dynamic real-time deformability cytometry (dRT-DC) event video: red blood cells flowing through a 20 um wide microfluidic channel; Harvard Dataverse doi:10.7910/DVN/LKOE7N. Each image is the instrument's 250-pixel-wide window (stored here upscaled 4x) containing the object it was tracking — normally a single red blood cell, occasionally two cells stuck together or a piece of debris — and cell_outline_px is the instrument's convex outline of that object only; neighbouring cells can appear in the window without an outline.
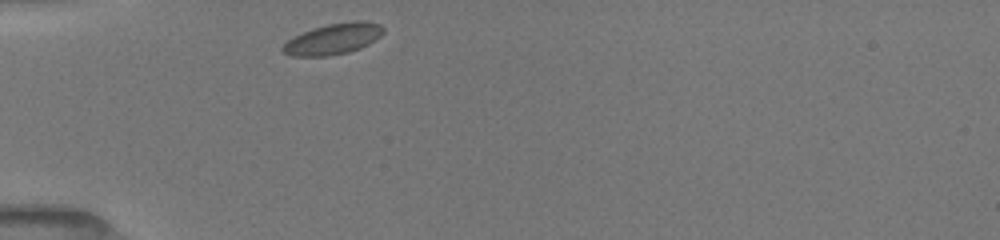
{"species": "common noctule bat (a hibernating species)", "species_latin": "Nyctalus noctula", "temperature_condition": "room temperature", "stored_images_in_passage": 55, "camera_frame_rate_fps": 3000, "um_per_image_px": 0.085, "animal": {"sex": "female", "body_mass_g": 19.5, "forearm_length_mm": 54.1}, "frame": {"image": 1, "passage_image": 1, "time_ms": 0.0, "image_size_px": [1000, 240], "cell_outline_px": [[384, 32], [380, 36], [368, 44], [360, 48], [348, 52], [328, 56], [292, 56], [280, 52], [280, 48], [292, 36], [328, 24], [352, 20], [360, 20], [380, 24], [384, 28]], "centroid_in_image_um": [28.3, 3.31], "position_along_channel_um": 56.7, "area_um2": 18.15}}
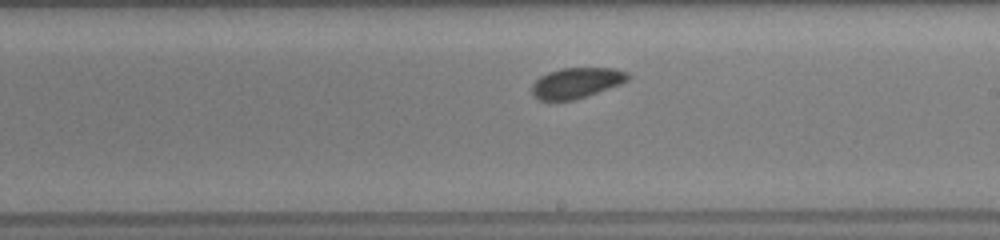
{"frame": {"image": 2, "passage_image": 23, "time_ms": 5.0, "image_size_px": [1000, 240], "cell_outline_px": [[632, 76], [628, 80], [620, 84], [572, 100], [540, 100], [532, 96], [532, 84], [540, 76], [548, 72], [560, 68], [616, 68], [628, 72]], "centroid_in_image_um": [49.0, 7.02], "position_along_channel_um": 240.0, "area_um2": 16.99}}
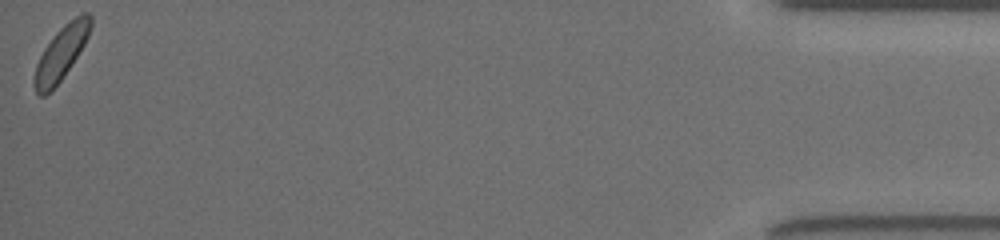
{"frame": {"image": 3, "passage_image": 54, "time_ms": 12.0, "image_size_px": [1000, 240], "cell_outline_px": [[92, 24], [88, 36], [84, 44], [60, 80], [44, 96], [40, 96], [36, 92], [32, 84], [32, 80], [36, 64], [44, 48], [56, 32], [64, 24], [76, 16], [84, 12], [88, 12], [92, 16]], "centroid_in_image_um": [5.17, 4.49], "position_along_channel_um": 430.0, "area_um2": 17.28}, "authors_computed_cell_mechanics": {"area_um2": 17.3978, "velocity_mm_per_s": 3.9109, "shape_relaxation_time_tau1_ms": null, "shape_relaxation_time_tau2_ms": 2.7928, "deformation_change_tau1": null, "deformation_change_tau2": 0.0677}}